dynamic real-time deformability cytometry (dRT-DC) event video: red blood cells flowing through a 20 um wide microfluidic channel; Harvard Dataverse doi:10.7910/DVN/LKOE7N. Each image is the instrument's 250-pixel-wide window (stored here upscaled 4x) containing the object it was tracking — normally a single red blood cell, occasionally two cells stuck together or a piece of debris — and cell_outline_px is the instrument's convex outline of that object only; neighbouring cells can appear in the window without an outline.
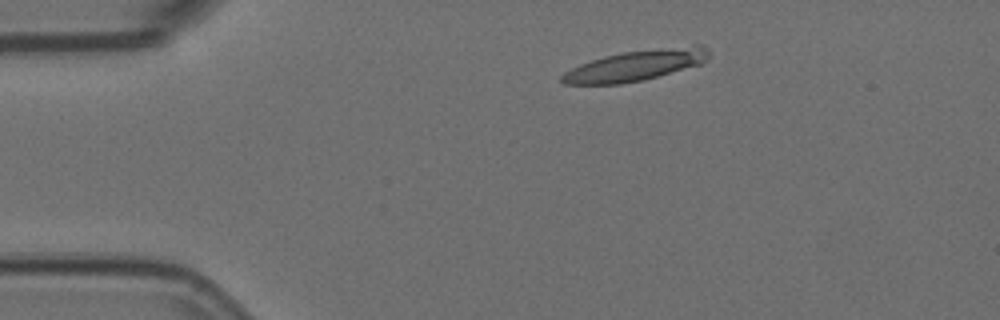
{"species": "Egyptian fruit bat (a non-hibernating species)", "species_latin": "Rousettus aegyptiacus", "temperature_condition": "room temperature", "stored_images_in_passage": 3, "camera_frame_rate_fps": 3000, "um_per_image_px": 0.085, "animal": {"sex": "female"}, "frame": {"image": 1, "passage_image": 2, "time_ms": 0.333, "image_size_px": [1000, 320], "cell_outline_px": [[708, 60], [700, 64], [644, 80], [620, 84], [564, 84], [560, 80], [560, 76], [564, 72], [580, 64], [604, 56], [620, 52], [692, 44], [700, 44], [708, 48]], "centroid_in_image_um": [54.06, 5.54], "position_along_channel_um": 30.9, "area_um2": 26.47}}